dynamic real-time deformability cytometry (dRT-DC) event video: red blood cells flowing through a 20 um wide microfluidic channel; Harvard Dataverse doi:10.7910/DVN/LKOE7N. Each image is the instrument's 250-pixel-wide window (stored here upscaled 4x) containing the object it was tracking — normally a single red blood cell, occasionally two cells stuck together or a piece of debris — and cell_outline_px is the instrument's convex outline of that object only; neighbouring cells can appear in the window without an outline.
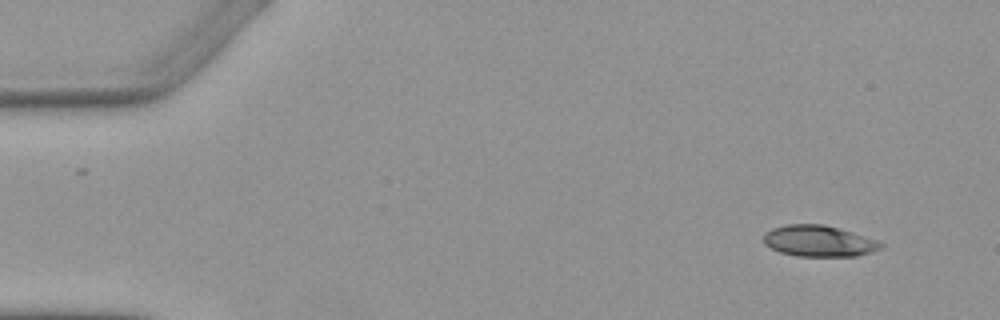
{"species": "Egyptian fruit bat (a non-hibernating species)", "species_latin": "Rousettus aegyptiacus", "temperature_condition": "warm", "stored_images_in_passage": 4, "camera_frame_rate_fps": 3000, "um_per_image_px": 0.085, "animal": {"sex": "female"}, "frame": {"image": 1, "passage_image": 1, "time_ms": 0.0, "image_size_px": [1000, 320], "cell_outline_px": [[884, 248], [856, 256], [796, 256], [780, 252], [764, 244], [764, 232], [772, 228], [784, 224], [824, 224], [852, 232], [876, 240], [884, 244]], "centroid_in_image_um": [69.58, 20.48], "position_along_channel_um": 15.4, "area_um2": 21.33}}
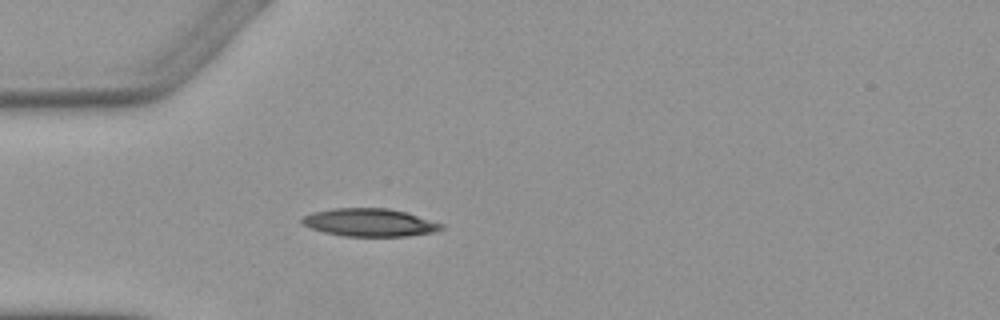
{"frame": {"image": 2, "passage_image": 4, "time_ms": 3.667, "image_size_px": [1000, 320], "cell_outline_px": [[444, 228], [436, 232], [408, 236], [344, 236], [324, 232], [312, 228], [304, 224], [300, 220], [304, 216], [312, 212], [336, 208], [388, 208], [404, 212], [444, 224]], "centroid_in_image_um": [31.44, 18.91], "position_along_channel_um": 53.6, "area_um2": 22.48}}